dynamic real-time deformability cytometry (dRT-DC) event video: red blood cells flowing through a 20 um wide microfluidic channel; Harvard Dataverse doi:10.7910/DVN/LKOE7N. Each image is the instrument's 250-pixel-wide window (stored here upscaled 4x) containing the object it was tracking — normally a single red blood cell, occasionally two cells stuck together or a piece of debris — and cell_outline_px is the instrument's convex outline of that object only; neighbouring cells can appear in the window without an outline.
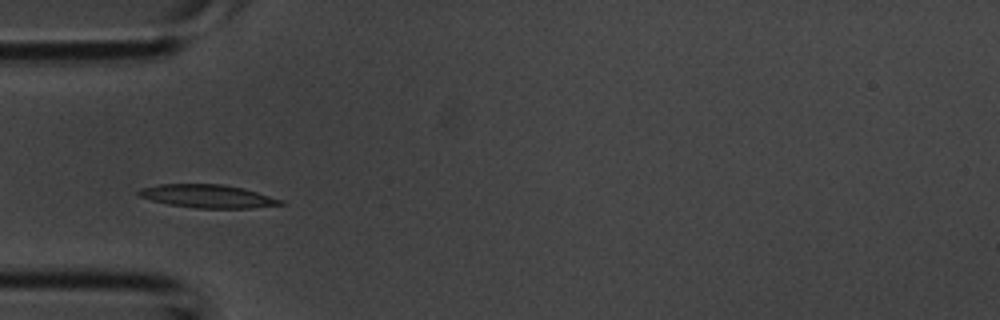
{"species": "common noctule bat (a hibernating species)", "species_latin": "Nyctalus noctula", "temperature_condition": "room temperature", "stored_images_in_passage": 3, "camera_frame_rate_fps": 3000, "um_per_image_px": 0.085, "animal": {"sex": "male", "body_mass_g": 20.1, "forearm_length_mm": 53.5}, "frame": {"image": 1, "passage_image": 2, "time_ms": 0.333, "image_size_px": [1000, 320], "cell_outline_px": [[284, 204], [248, 208], [196, 208], [168, 204], [136, 196], [136, 192], [140, 188], [160, 184], [220, 184], [244, 188], [284, 200]], "centroid_in_image_um": [17.62, 16.67], "position_along_channel_um": 67.4, "area_um2": 19.19}}
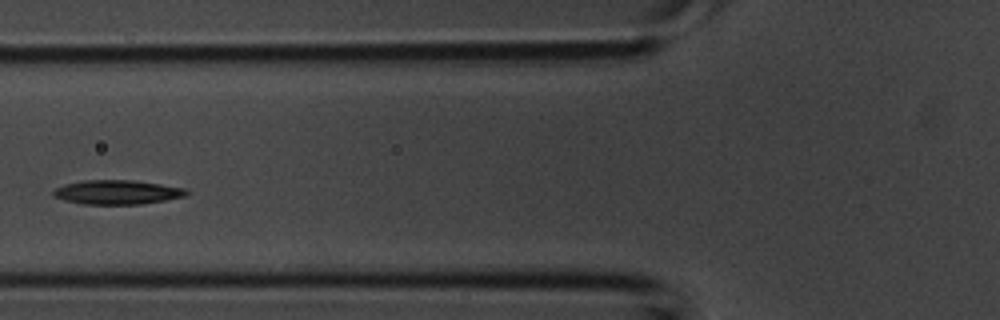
{"frame": {"image": 2, "passage_image": 3, "time_ms": 0.667, "image_size_px": [1000, 320], "cell_outline_px": [[188, 192], [184, 196], [164, 200], [140, 204], [84, 204], [64, 200], [52, 196], [52, 192], [56, 188], [68, 184], [84, 180], [132, 180], [160, 184], [184, 188]], "centroid_in_image_um": [9.93, 16.34], "position_along_channel_um": 115.9, "area_um2": 18.5}}